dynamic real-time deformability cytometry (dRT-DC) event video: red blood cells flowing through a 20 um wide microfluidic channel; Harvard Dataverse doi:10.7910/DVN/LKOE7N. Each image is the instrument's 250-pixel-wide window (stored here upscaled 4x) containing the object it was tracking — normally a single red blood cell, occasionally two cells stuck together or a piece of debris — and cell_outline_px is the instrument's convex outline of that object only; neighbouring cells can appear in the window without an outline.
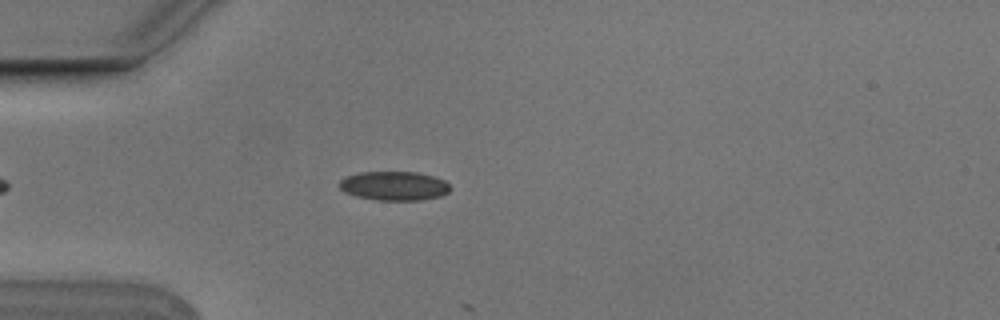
{"species": "Egyptian fruit bat (a non-hibernating species)", "species_latin": "Rousettus aegyptiacus", "temperature_condition": "cold", "stored_images_in_passage": 5, "camera_frame_rate_fps": 3000, "um_per_image_px": 0.085, "animal": {"sex": "male"}, "frame": {"image": 1, "passage_image": 5, "time_ms": 1.333, "image_size_px": [1000, 320], "cell_outline_px": [[452, 188], [448, 192], [440, 196], [420, 200], [376, 200], [356, 196], [344, 192], [340, 188], [340, 180], [344, 176], [360, 172], [416, 172], [432, 176], [444, 180]], "centroid_in_image_um": [33.48, 15.8], "position_along_channel_um": 51.5, "area_um2": 18.79}}